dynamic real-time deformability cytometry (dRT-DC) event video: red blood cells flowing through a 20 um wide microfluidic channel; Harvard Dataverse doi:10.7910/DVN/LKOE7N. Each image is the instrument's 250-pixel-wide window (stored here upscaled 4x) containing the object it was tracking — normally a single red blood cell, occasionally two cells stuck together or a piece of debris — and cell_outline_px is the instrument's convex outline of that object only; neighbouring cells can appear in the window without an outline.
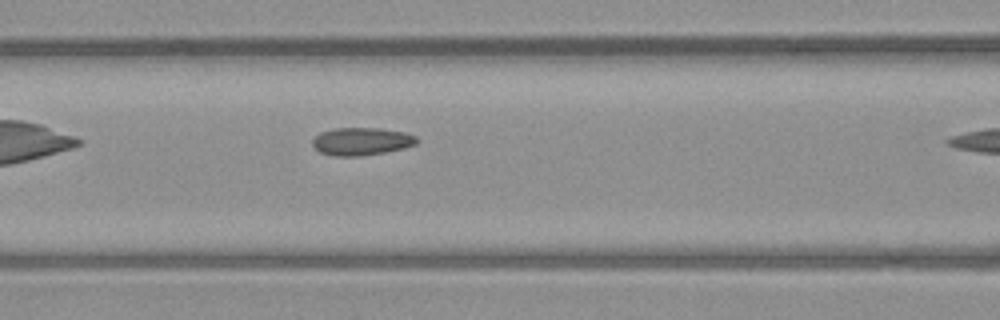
{"species": "common noctule bat (a hibernating species)", "species_latin": "Nyctalus noctula", "temperature_condition": "warm", "stored_images_in_passage": 8, "camera_frame_rate_fps": 3000, "um_per_image_px": 0.085, "animal": {"sex": "male", "body_mass_g": 23.1, "forearm_length_mm": 52.7}, "frame": {"image": 1, "passage_image": 7, "time_ms": 2.0, "image_size_px": [1000, 320], "cell_outline_px": [[420, 140], [416, 144], [404, 148], [384, 152], [360, 156], [332, 156], [320, 152], [312, 144], [312, 140], [320, 132], [332, 128], [380, 128], [404, 132], [416, 136]], "centroid_in_image_um": [30.73, 12.01], "position_along_channel_um": 135.9, "area_um2": 16.94}}